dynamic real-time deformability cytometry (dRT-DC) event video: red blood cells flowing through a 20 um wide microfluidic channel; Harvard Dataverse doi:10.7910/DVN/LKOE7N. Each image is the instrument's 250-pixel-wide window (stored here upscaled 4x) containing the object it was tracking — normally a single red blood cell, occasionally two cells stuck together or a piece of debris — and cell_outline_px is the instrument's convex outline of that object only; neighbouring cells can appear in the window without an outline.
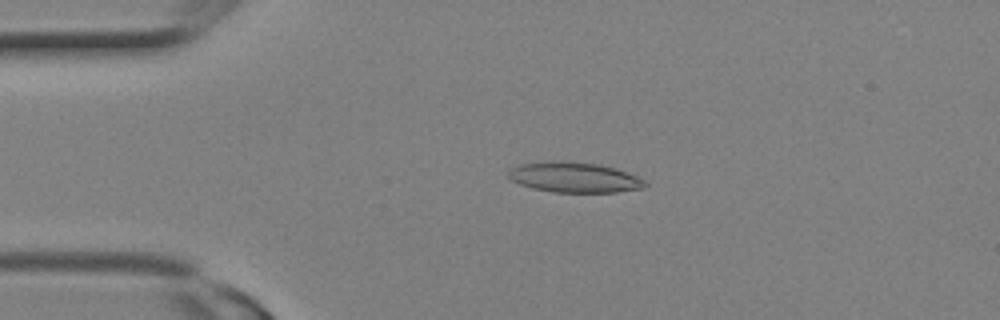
{"species": "Egyptian fruit bat (a non-hibernating species)", "species_latin": "Rousettus aegyptiacus", "temperature_condition": "room temperature", "stored_images_in_passage": 1, "camera_frame_rate_fps": 3000, "um_per_image_px": 0.085, "animal": {"sex": "female"}, "frame": {"image": 1, "passage_image": 1, "time_ms": 0.0, "image_size_px": [1000, 320], "cell_outline_px": [[648, 184], [644, 188], [616, 192], [552, 192], [532, 188], [520, 184], [512, 180], [508, 176], [508, 172], [512, 168], [520, 164], [552, 160], [568, 160], [600, 164], [616, 168], [636, 176], [644, 180]], "centroid_in_image_um": [48.82, 15.06], "position_along_channel_um": 36.2, "area_um2": 24.33}}